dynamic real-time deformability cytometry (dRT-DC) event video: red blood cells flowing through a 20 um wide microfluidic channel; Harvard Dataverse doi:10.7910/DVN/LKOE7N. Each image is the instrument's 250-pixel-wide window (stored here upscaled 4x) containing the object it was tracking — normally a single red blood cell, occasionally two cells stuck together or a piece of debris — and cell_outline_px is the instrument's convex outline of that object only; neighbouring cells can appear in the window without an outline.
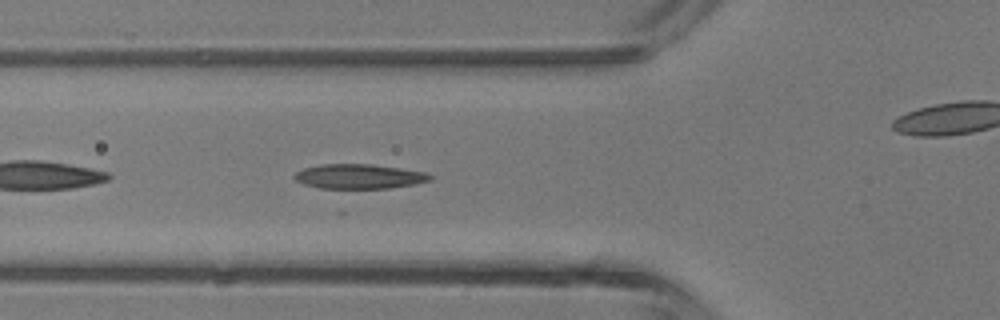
{"species": "common noctule bat (a hibernating species)", "species_latin": "Nyctalus noctula", "temperature_condition": "room temperature", "stored_images_in_passage": 32, "camera_frame_rate_fps": 3000, "um_per_image_px": 0.085, "animal": {"sex": "male", "body_mass_g": 13.3}, "frame": {"image": 1, "passage_image": 4, "time_ms": 1.0, "image_size_px": [1000, 320], "cell_outline_px": [[432, 180], [416, 184], [388, 188], [320, 188], [304, 184], [296, 180], [292, 176], [296, 172], [304, 168], [320, 164], [372, 164], [400, 168], [424, 172], [432, 176]], "centroid_in_image_um": [30.52, 14.99], "position_along_channel_um": 95.3, "area_um2": 19.42}}
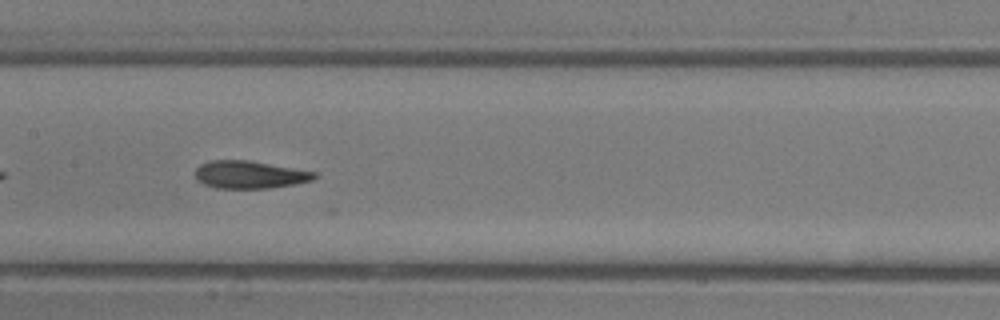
{"frame": {"image": 2, "passage_image": 10, "time_ms": 3.0, "image_size_px": [1000, 320], "cell_outline_px": [[320, 176], [312, 180], [292, 184], [268, 188], [216, 188], [204, 184], [196, 180], [196, 168], [200, 164], [212, 160], [248, 160], [316, 172]], "centroid_in_image_um": [21.21, 14.84], "position_along_channel_um": 186.2, "area_um2": 19.07}}
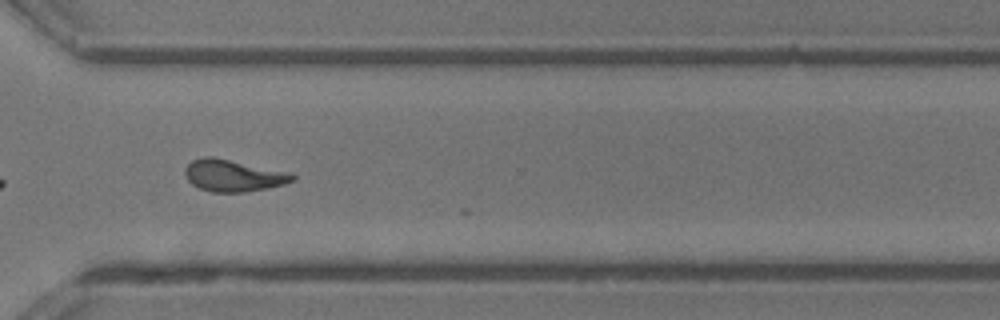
{"frame": {"image": 3, "passage_image": 21, "time_ms": 6.667, "image_size_px": [1000, 320], "cell_outline_px": [[296, 176], [292, 180], [284, 184], [244, 192], [212, 192], [200, 188], [192, 184], [184, 176], [184, 168], [192, 160], [204, 156], [212, 156], [292, 172]], "centroid_in_image_um": [19.8, 14.9], "position_along_channel_um": 350.8, "area_um2": 20.0}, "authors_computed_cell_mechanics": {"area_um2": 19.1896, "velocity_mm_per_s": 4.5023, "shape_relaxation_time_tau1_ms": 7.3733, "shape_relaxation_time_tau2_ms": 1.7651, "deformation_change_tau1": 0.2468, "deformation_change_tau2": 0.0857}}